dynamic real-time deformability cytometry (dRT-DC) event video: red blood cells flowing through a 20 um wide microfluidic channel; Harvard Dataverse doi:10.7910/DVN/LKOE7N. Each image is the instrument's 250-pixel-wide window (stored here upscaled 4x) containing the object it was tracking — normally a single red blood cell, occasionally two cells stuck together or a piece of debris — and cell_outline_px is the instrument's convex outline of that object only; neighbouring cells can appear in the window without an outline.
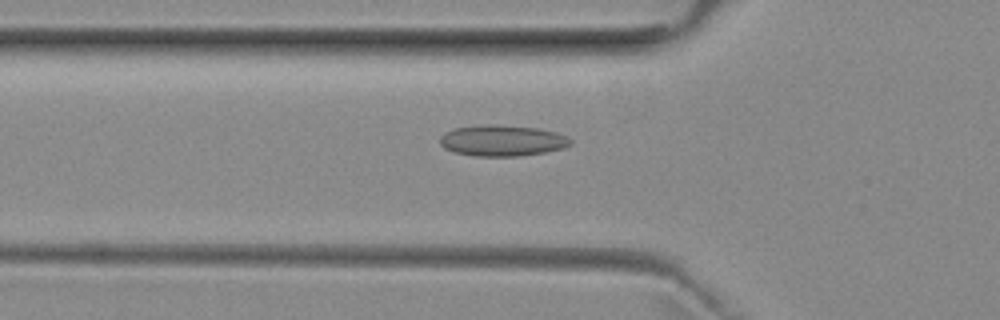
{"species": "common noctule bat (a hibernating species)", "species_latin": "Nyctalus noctula", "temperature_condition": "room temperature", "stored_images_in_passage": 41, "camera_frame_rate_fps": 3000, "um_per_image_px": 0.085, "animal": {"sex": "female", "body_mass_g": 29.2, "forearm_length_mm": 56.3}, "frame": {"image": 1, "passage_image": 7, "time_ms": 2.0, "image_size_px": [1000, 320], "cell_outline_px": [[572, 144], [564, 148], [544, 152], [520, 156], [472, 156], [456, 152], [444, 148], [440, 144], [440, 136], [444, 132], [456, 128], [488, 124], [496, 124], [540, 128], [556, 132], [568, 136], [572, 140]], "centroid_in_image_um": [42.72, 11.94], "position_along_channel_um": 83.1, "area_um2": 23.81}}
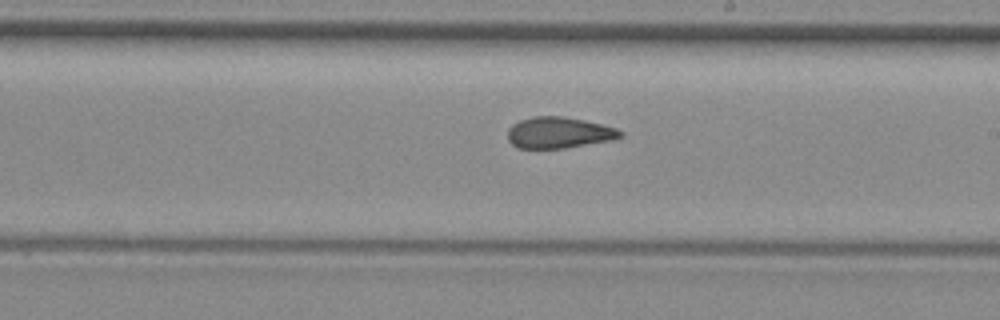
{"frame": {"image": 2, "passage_image": 19, "time_ms": 6.0, "image_size_px": [1000, 320], "cell_outline_px": [[624, 136], [612, 140], [564, 148], [516, 148], [508, 140], [508, 128], [512, 124], [520, 120], [532, 116], [564, 116], [584, 120], [616, 128], [624, 132]], "centroid_in_image_um": [47.5, 11.27], "position_along_channel_um": 241.5, "area_um2": 20.58}}
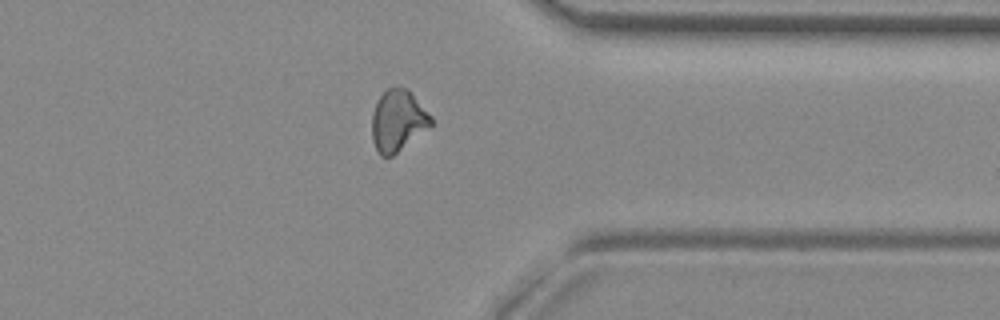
{"frame": {"image": 3, "passage_image": 30, "time_ms": 9.667, "image_size_px": [1000, 320], "cell_outline_px": [[432, 124], [392, 156], [380, 156], [372, 140], [372, 112], [380, 96], [388, 88], [408, 88], [432, 116]], "centroid_in_image_um": [33.81, 10.25], "position_along_channel_um": 377.6, "area_um2": 20.81}, "authors_computed_cell_mechanics": {"area_um2": 20.808, "velocity_mm_per_s": 3.9301, "shape_relaxation_time_tau1_ms": null, "shape_relaxation_time_tau2_ms": 2.1274, "deformation_change_tau1": null, "deformation_change_tau2": 0.0969}}